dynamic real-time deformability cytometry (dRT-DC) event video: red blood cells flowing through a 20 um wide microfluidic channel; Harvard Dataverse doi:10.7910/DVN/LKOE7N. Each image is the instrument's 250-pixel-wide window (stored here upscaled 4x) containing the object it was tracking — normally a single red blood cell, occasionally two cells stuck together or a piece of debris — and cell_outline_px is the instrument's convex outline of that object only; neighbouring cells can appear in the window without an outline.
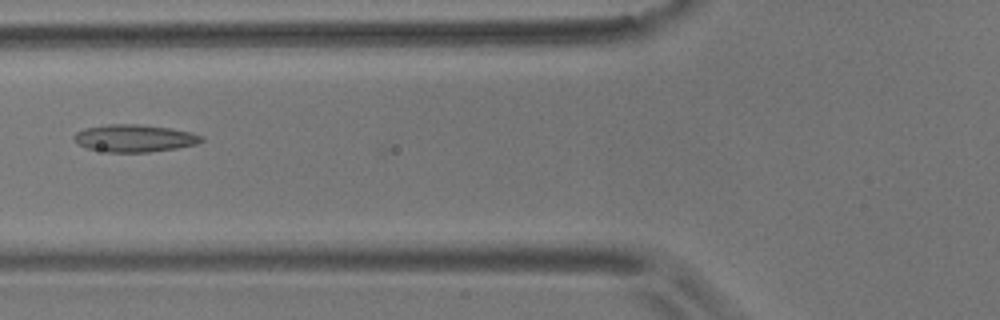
{"species": "common noctule bat (a hibernating species)", "species_latin": "Nyctalus noctula", "temperature_condition": "room temperature", "stored_images_in_passage": 8, "camera_frame_rate_fps": 3000, "um_per_image_px": 0.085, "animal": {"sex": "male", "body_mass_g": 17.9}, "frame": {"image": 1, "passage_image": 7, "time_ms": 2.0, "image_size_px": [1000, 320], "cell_outline_px": [[204, 140], [196, 144], [176, 148], [148, 152], [108, 152], [88, 148], [76, 144], [72, 136], [76, 132], [84, 128], [108, 124], [140, 124], [172, 128], [192, 132], [204, 136]], "centroid_in_image_um": [11.43, 11.74], "position_along_channel_um": 114.4, "area_um2": 20.52}}